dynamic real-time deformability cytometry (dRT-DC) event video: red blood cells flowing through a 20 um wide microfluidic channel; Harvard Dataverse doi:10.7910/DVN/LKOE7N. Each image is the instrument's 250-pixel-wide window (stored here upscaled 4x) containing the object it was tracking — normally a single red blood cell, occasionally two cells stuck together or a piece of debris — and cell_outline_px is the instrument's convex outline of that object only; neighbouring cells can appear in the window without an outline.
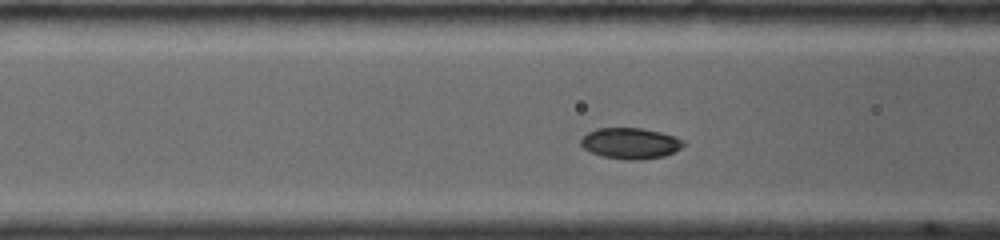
{"species": "common noctule bat (a hibernating species)", "species_latin": "Nyctalus noctula", "temperature_condition": "room temperature", "stored_images_in_passage": 24, "camera_frame_rate_fps": 4000, "um_per_image_px": 0.085, "animal": {"sex": "female", "body_mass_g": 19.0, "forearm_length_mm": 56.7}, "frame": {"image": 1, "passage_image": 18, "time_ms": 3.75, "image_size_px": [1000, 240], "cell_outline_px": [[684, 144], [680, 148], [664, 156], [640, 160], [628, 160], [604, 156], [592, 152], [584, 148], [580, 144], [580, 140], [588, 132], [596, 128], [640, 128], [660, 132], [676, 136], [684, 140]], "centroid_in_image_um": [53.59, 12.17], "position_along_channel_um": 113.0, "area_um2": 18.38}}